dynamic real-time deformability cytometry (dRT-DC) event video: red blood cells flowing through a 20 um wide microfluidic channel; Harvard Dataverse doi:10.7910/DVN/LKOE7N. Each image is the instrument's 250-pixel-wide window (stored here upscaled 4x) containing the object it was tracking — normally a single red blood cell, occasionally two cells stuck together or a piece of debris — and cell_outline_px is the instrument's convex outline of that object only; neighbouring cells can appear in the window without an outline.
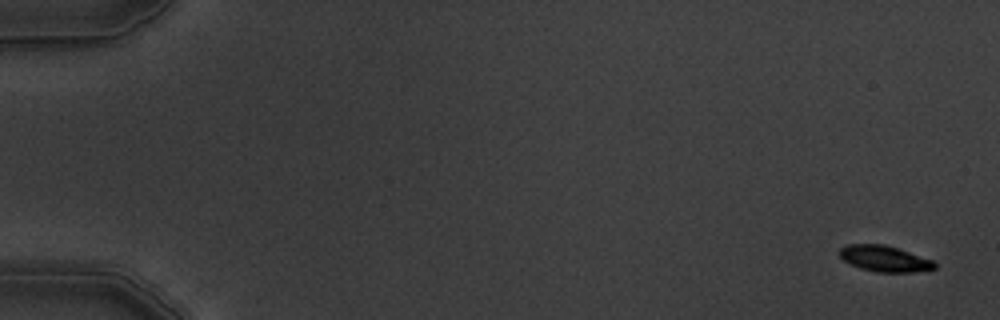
{"species": "common noctule bat (a hibernating species)", "species_latin": "Nyctalus noctula", "temperature_condition": "warm", "stored_images_in_passage": 10, "camera_frame_rate_fps": 3000, "um_per_image_px": 0.085, "animal": {"sex": "male", "body_mass_g": 19.5, "forearm_length_mm": 54.6}, "frame": {"image": 1, "passage_image": 1, "time_ms": 0.0, "image_size_px": [1000, 320], "cell_outline_px": [[936, 268], [912, 272], [876, 272], [860, 268], [844, 260], [840, 256], [840, 248], [848, 244], [884, 244], [932, 260], [936, 264]], "centroid_in_image_um": [75.17, 21.98], "position_along_channel_um": 9.8, "area_um2": 14.1}}
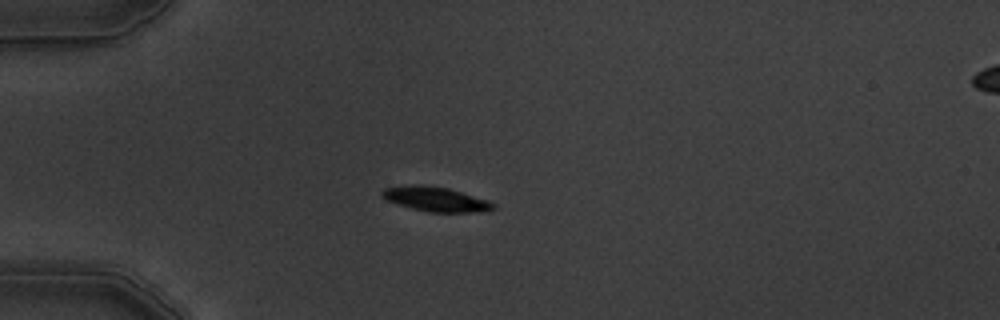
{"frame": {"image": 2, "passage_image": 5, "time_ms": 4.667, "image_size_px": [1000, 320], "cell_outline_px": [[496, 208], [480, 212], [428, 212], [396, 204], [384, 200], [380, 192], [384, 188], [420, 184], [448, 188], [488, 200], [496, 204]], "centroid_in_image_um": [37.02, 16.93], "position_along_channel_um": 48.0, "area_um2": 15.95}}